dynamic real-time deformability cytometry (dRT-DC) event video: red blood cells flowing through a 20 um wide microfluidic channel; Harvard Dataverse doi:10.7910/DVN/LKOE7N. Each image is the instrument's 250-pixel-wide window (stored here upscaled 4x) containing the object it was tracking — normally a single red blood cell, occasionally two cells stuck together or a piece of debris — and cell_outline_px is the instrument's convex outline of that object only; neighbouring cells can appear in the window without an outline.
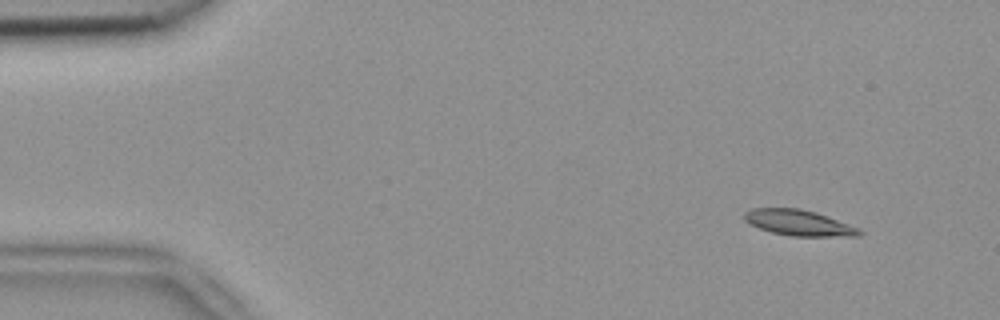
{"species": "common noctule bat (a hibernating species)", "species_latin": "Nyctalus noctula", "temperature_condition": "room temperature", "stored_images_in_passage": 5, "camera_frame_rate_fps": 3000, "um_per_image_px": 0.085, "animal": {"sex": "female", "body_mass_g": 18.4}, "frame": {"image": 1, "passage_image": 1, "time_ms": 0.0, "image_size_px": [1000, 320], "cell_outline_px": [[864, 232], [860, 236], [792, 236], [772, 232], [748, 224], [744, 220], [744, 212], [752, 208], [796, 208], [812, 212], [860, 228]], "centroid_in_image_um": [67.86, 18.95], "position_along_channel_um": 17.1, "area_um2": 16.99}}
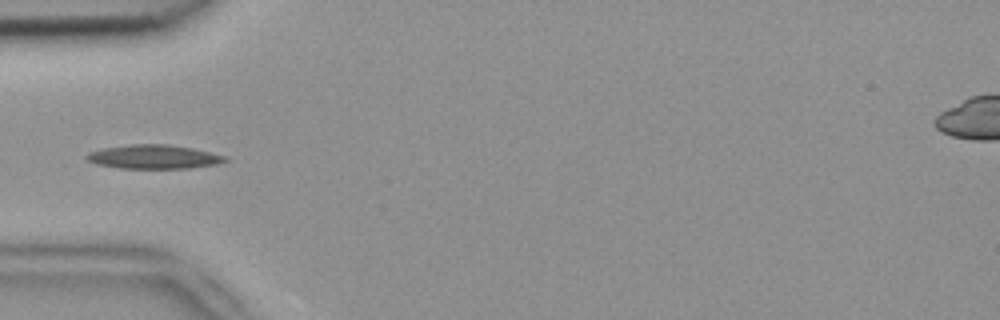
{"frame": {"image": 2, "passage_image": 4, "time_ms": 1.0, "image_size_px": [1000, 320], "cell_outline_px": [[228, 160], [216, 164], [188, 168], [120, 168], [96, 164], [88, 160], [84, 156], [88, 152], [100, 148], [132, 144], [168, 144], [192, 148], [228, 156]], "centroid_in_image_um": [13.04, 13.32], "position_along_channel_um": 72.0, "area_um2": 19.36}}